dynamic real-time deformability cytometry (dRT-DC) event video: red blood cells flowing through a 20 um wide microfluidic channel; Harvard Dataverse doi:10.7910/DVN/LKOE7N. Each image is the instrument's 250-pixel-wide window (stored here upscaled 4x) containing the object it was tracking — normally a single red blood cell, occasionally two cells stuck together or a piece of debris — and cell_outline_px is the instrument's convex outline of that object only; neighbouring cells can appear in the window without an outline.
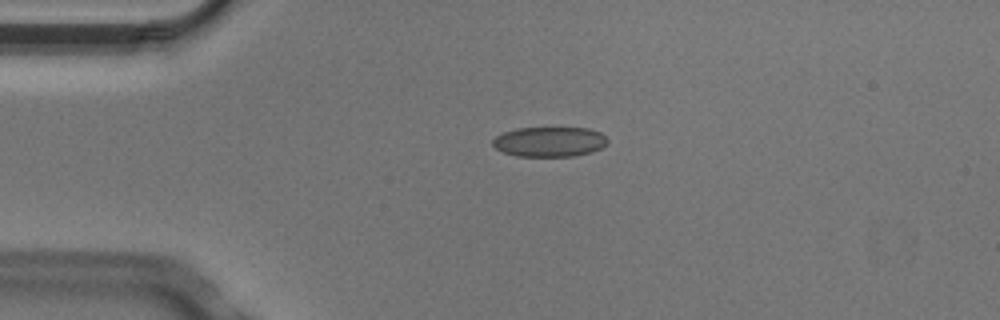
{"species": "Egyptian fruit bat (a non-hibernating species)", "species_latin": "Rousettus aegyptiacus", "temperature_condition": "cold", "stored_images_in_passage": 4, "camera_frame_rate_fps": 3000, "um_per_image_px": 0.085, "animal": {"sex": "male"}, "frame": {"image": 1, "passage_image": 2, "time_ms": 0.333, "image_size_px": [1000, 320], "cell_outline_px": [[608, 140], [600, 148], [592, 152], [572, 156], [516, 156], [504, 152], [496, 148], [492, 144], [492, 140], [496, 136], [504, 132], [516, 128], [588, 128], [600, 132]], "centroid_in_image_um": [46.68, 12.04], "position_along_channel_um": 38.3, "area_um2": 19.88}}